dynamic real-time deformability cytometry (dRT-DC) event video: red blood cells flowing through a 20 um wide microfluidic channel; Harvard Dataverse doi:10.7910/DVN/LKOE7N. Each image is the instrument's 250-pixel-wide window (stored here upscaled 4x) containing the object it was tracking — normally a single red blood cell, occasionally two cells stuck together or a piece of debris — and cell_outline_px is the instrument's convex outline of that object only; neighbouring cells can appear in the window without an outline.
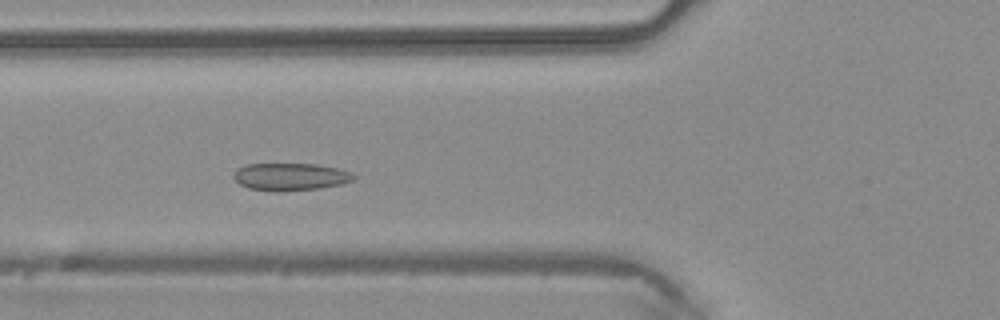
{"species": "common noctule bat (a hibernating species)", "species_latin": "Nyctalus noctula", "temperature_condition": "warm", "stored_images_in_passage": 43, "camera_frame_rate_fps": 3000, "um_per_image_px": 0.085, "animal": {"sex": "male", "body_mass_g": 20.4}, "frame": {"image": 1, "passage_image": 13, "time_ms": 4.0, "image_size_px": [1000, 320], "cell_outline_px": [[356, 176], [352, 180], [340, 184], [320, 188], [280, 192], [272, 192], [248, 188], [240, 184], [232, 176], [236, 168], [244, 164], [316, 164], [336, 168], [352, 172]], "centroid_in_image_um": [24.64, 15.03], "position_along_channel_um": 101.2, "area_um2": 19.36}}
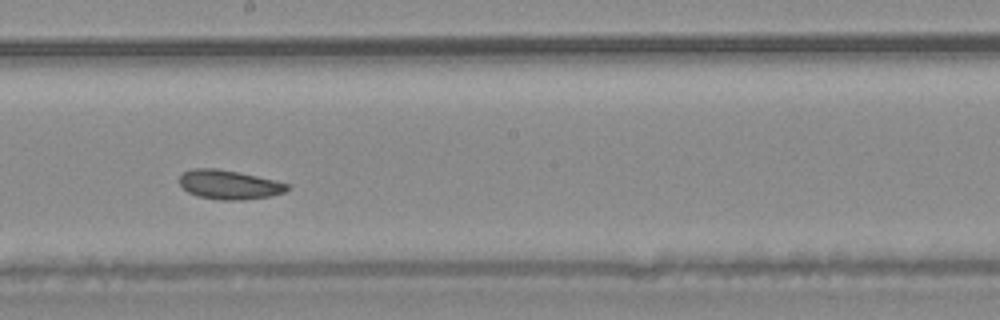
{"frame": {"image": 2, "passage_image": 22, "time_ms": 7.0, "image_size_px": [1000, 320], "cell_outline_px": [[288, 188], [284, 192], [272, 196], [244, 200], [220, 200], [196, 196], [188, 192], [180, 184], [180, 176], [184, 172], [192, 168], [216, 168], [256, 176], [288, 184]], "centroid_in_image_um": [19.44, 15.71], "position_along_channel_um": 228.8, "area_um2": 18.15}}
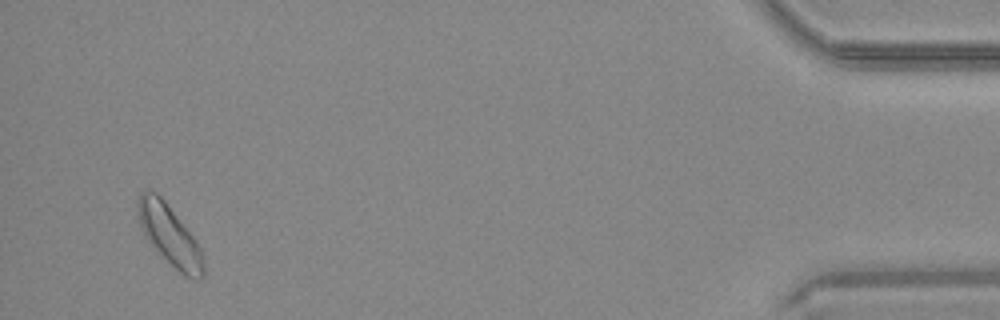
{"frame": {"image": 3, "passage_image": 41, "time_ms": 13.333, "image_size_px": [1000, 320], "cell_outline_px": [[204, 276], [200, 280], [192, 280], [184, 276], [148, 240], [140, 228], [136, 208], [136, 200], [140, 192], [156, 192], [164, 200], [196, 240], [204, 256]], "centroid_in_image_um": [14.42, 20.0], "position_along_channel_um": 420.8, "area_um2": 22.83}}